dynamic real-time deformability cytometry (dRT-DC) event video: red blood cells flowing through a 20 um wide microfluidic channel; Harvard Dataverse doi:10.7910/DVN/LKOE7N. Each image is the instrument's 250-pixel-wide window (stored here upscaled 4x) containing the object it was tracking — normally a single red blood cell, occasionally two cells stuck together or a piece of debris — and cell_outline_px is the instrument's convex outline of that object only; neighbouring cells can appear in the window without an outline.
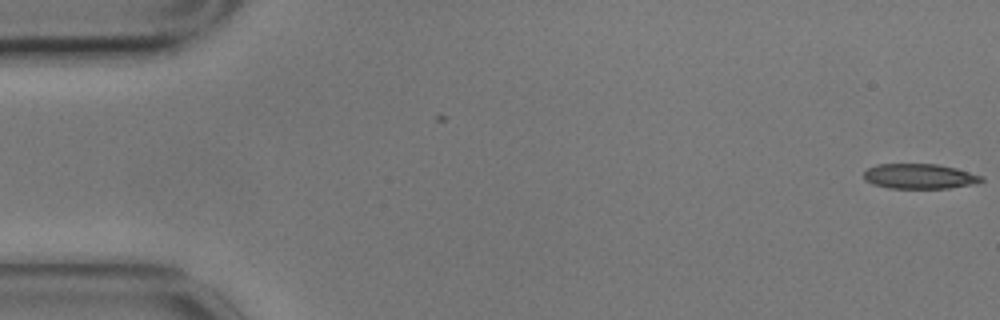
{"species": "common noctule bat (a hibernating species)", "species_latin": "Nyctalus noctula", "temperature_condition": "cold", "stored_images_in_passage": 16, "camera_frame_rate_fps": 3000, "um_per_image_px": 0.085, "animal": {"sex": "male", "body_mass_g": 17.9}, "frame": {"image": 1, "passage_image": 1, "time_ms": 0.0, "image_size_px": [1000, 320], "cell_outline_px": [[984, 180], [976, 184], [948, 188], [888, 188], [872, 184], [864, 180], [864, 172], [868, 168], [876, 164], [936, 164], [956, 168], [984, 176]], "centroid_in_image_um": [78.17, 14.99], "position_along_channel_um": 6.8, "area_um2": 17.28}}
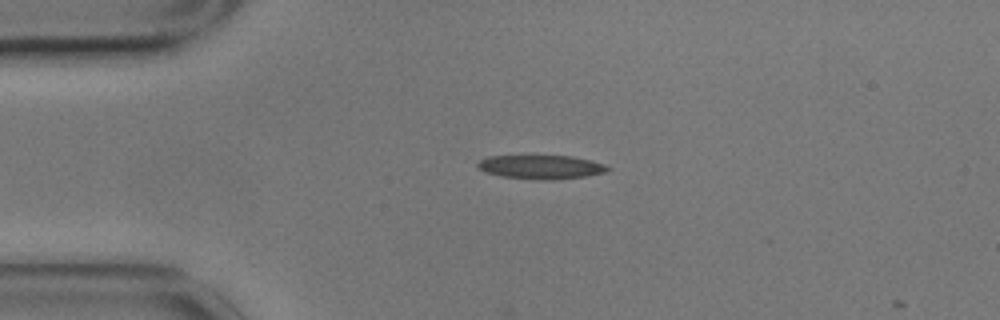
{"frame": {"image": 2, "passage_image": 13, "time_ms": 4.0, "image_size_px": [1000, 320], "cell_outline_px": [[612, 168], [604, 172], [588, 176], [556, 180], [540, 180], [500, 176], [484, 172], [476, 168], [476, 164], [480, 160], [488, 156], [572, 156], [592, 160], [604, 164]], "centroid_in_image_um": [45.98, 14.2], "position_along_channel_um": 39.0, "area_um2": 18.32}}